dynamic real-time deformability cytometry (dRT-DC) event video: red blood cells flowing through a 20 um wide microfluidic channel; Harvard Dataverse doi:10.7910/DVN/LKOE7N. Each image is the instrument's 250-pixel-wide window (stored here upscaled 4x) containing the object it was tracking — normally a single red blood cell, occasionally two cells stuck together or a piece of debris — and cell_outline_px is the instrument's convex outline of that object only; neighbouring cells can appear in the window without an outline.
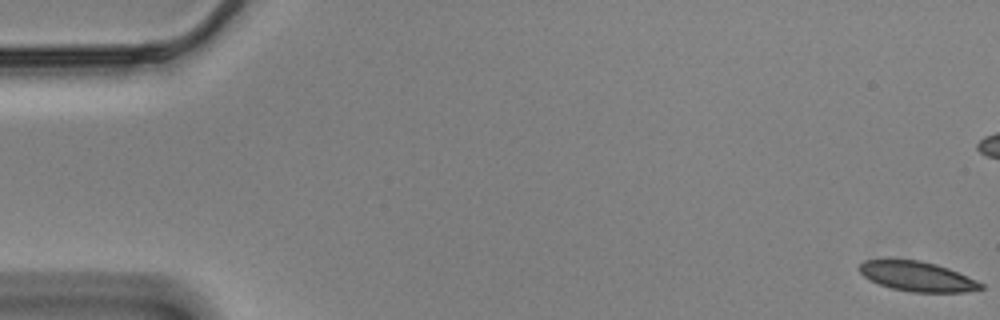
{"species": "Egyptian fruit bat (a non-hibernating species)", "species_latin": "Rousettus aegyptiacus", "temperature_condition": "cold", "stored_images_in_passage": 59, "camera_frame_rate_fps": 3000, "um_per_image_px": 0.085, "animal": {"sex": "male"}, "frame": {"image": 1, "passage_image": 1, "time_ms": 0.0, "image_size_px": [1000, 320], "cell_outline_px": [[984, 288], [964, 292], [908, 292], [892, 288], [880, 284], [864, 276], [860, 272], [860, 264], [864, 260], [920, 260], [936, 264], [948, 268], [976, 280], [984, 284]], "centroid_in_image_um": [78.0, 23.5], "position_along_channel_um": 7.0, "area_um2": 20.81}}
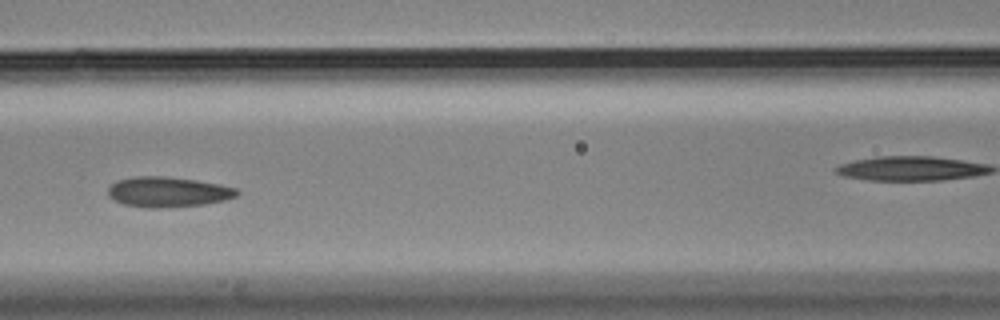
{"frame": {"image": 2, "passage_image": 26, "time_ms": 8.333, "image_size_px": [1000, 320], "cell_outline_px": [[240, 192], [236, 196], [224, 200], [204, 204], [160, 208], [148, 208], [124, 204], [108, 196], [108, 188], [116, 180], [136, 176], [168, 176], [196, 180], [220, 184], [236, 188]], "centroid_in_image_um": [14.27, 16.3], "position_along_channel_um": 152.3, "area_um2": 22.72}}
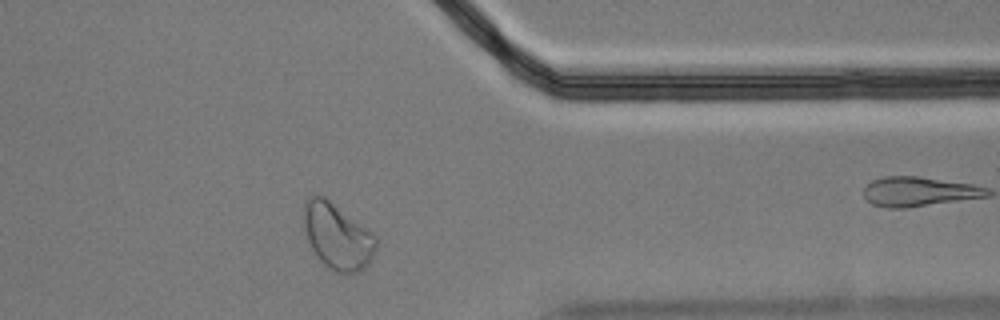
{"frame": {"image": 3, "passage_image": 47, "time_ms": 15.333, "image_size_px": [1000, 320], "cell_outline_px": [[376, 248], [368, 264], [360, 272], [336, 272], [324, 264], [316, 256], [308, 240], [304, 228], [304, 200], [308, 196], [324, 196], [368, 228], [376, 236]], "centroid_in_image_um": [28.67, 20.06], "position_along_channel_um": 382.7, "area_um2": 27.63}, "authors_computed_cell_mechanics": {"area_um2": 22.4842, "velocity_mm_per_s": 3.4462, "shape_relaxation_time_tau1_ms": 8.551, "shape_relaxation_time_tau2_ms": 2.3389, "deformation_change_tau1": 0.1505, "deformation_change_tau2": 0.0673}}